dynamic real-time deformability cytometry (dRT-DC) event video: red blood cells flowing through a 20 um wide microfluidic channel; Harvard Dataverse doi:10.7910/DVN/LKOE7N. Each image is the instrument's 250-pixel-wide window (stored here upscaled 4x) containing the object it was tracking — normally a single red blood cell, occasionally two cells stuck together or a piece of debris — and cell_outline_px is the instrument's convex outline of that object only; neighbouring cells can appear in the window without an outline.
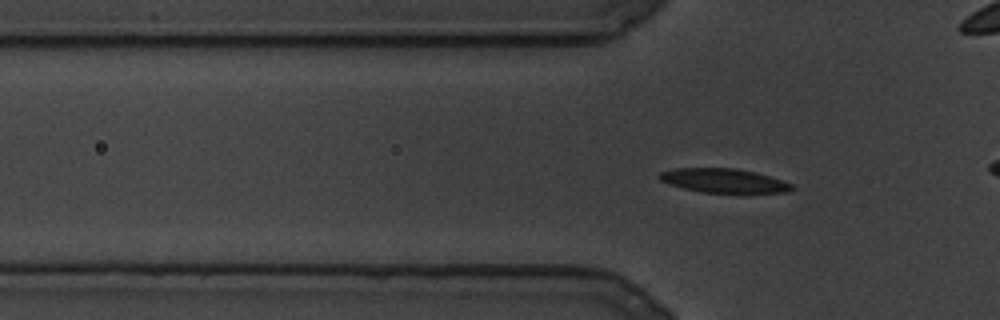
{"species": "common noctule bat (a hibernating species)", "species_latin": "Nyctalus noctula", "temperature_condition": "cold", "stored_images_in_passage": 99, "camera_frame_rate_fps": 3000, "um_per_image_px": 0.085, "animal": {"sex": "male", "body_mass_g": 19.5, "forearm_length_mm": 54.6}, "frame": {"image": 1, "passage_image": 25, "time_ms": 8.0, "image_size_px": [1000, 320], "cell_outline_px": [[796, 188], [788, 192], [744, 196], [700, 192], [668, 184], [660, 180], [656, 176], [660, 172], [676, 168], [736, 168], [756, 172], [792, 184]], "centroid_in_image_um": [61.59, 15.41], "position_along_channel_um": 64.2, "area_um2": 19.71}}
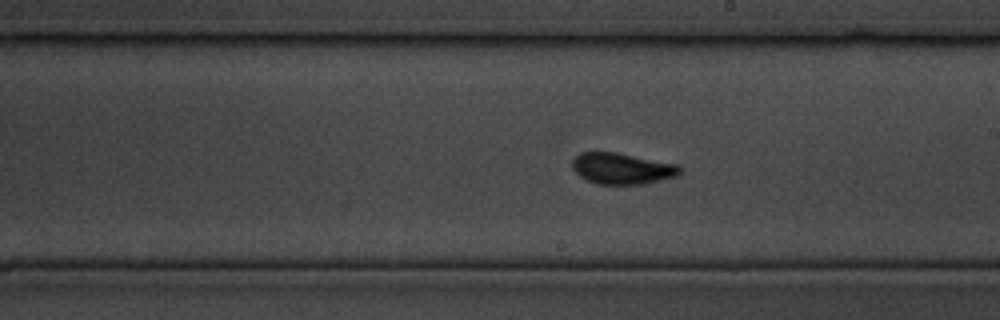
{"frame": {"image": 2, "passage_image": 54, "time_ms": 17.667, "image_size_px": [1000, 320], "cell_outline_px": [[684, 168], [676, 176], [644, 184], [596, 184], [580, 176], [572, 168], [572, 160], [580, 152], [616, 152], [676, 164]], "centroid_in_image_um": [52.87, 14.32], "position_along_channel_um": 236.1, "area_um2": 19.48}}
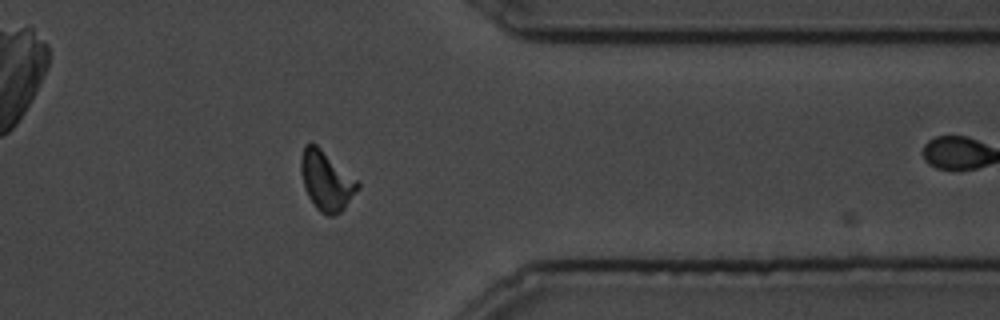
{"frame": {"image": 3, "passage_image": 80, "time_ms": 26.333, "image_size_px": [1000, 320], "cell_outline_px": [[360, 188], [344, 208], [340, 212], [332, 216], [328, 216], [320, 212], [316, 208], [308, 196], [304, 188], [300, 172], [300, 156], [304, 144], [312, 140], [356, 180], [360, 184]], "centroid_in_image_um": [27.69, 15.34], "position_along_channel_um": 383.7, "area_um2": 19.77}}